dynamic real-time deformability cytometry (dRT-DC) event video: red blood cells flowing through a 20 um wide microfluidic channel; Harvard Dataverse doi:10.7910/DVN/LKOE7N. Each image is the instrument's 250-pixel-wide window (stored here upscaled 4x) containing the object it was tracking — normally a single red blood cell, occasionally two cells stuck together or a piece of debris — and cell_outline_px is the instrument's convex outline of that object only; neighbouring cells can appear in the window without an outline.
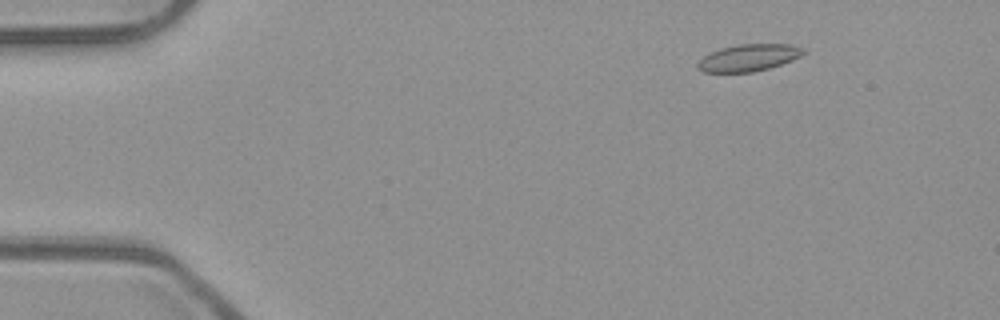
{"species": "common noctule bat (a hibernating species)", "species_latin": "Nyctalus noctula", "temperature_condition": "room temperature", "stored_images_in_passage": 51, "camera_frame_rate_fps": 3000, "um_per_image_px": 0.085, "animal": {"sex": "male", "body_mass_g": 23.1, "forearm_length_mm": 52.7}, "frame": {"image": 1, "passage_image": 5, "time_ms": 1.333, "image_size_px": [1000, 320], "cell_outline_px": [[804, 52], [800, 56], [792, 60], [768, 68], [752, 72], [704, 72], [696, 68], [696, 64], [704, 56], [720, 48], [740, 44], [792, 44], [804, 48]], "centroid_in_image_um": [63.62, 4.9], "position_along_channel_um": 21.4, "area_um2": 16.47}}
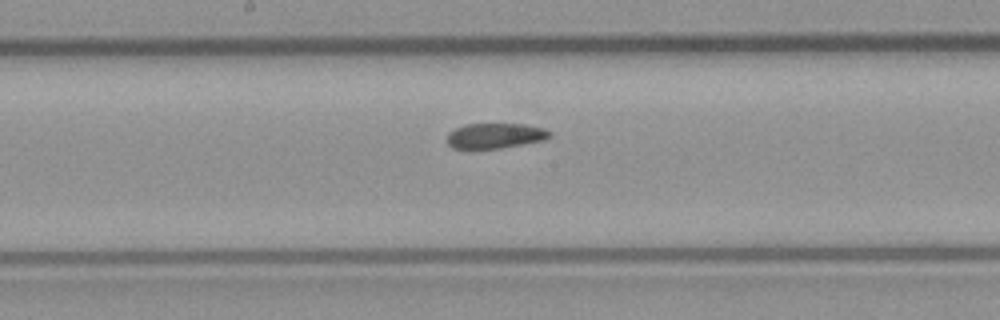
{"frame": {"image": 2, "passage_image": 26, "time_ms": 8.333, "image_size_px": [1000, 320], "cell_outline_px": [[552, 136], [544, 140], [500, 148], [472, 152], [452, 148], [448, 144], [448, 132], [464, 124], [524, 124], [544, 128], [552, 132]], "centroid_in_image_um": [42.04, 11.58], "position_along_channel_um": 206.2, "area_um2": 15.72}}
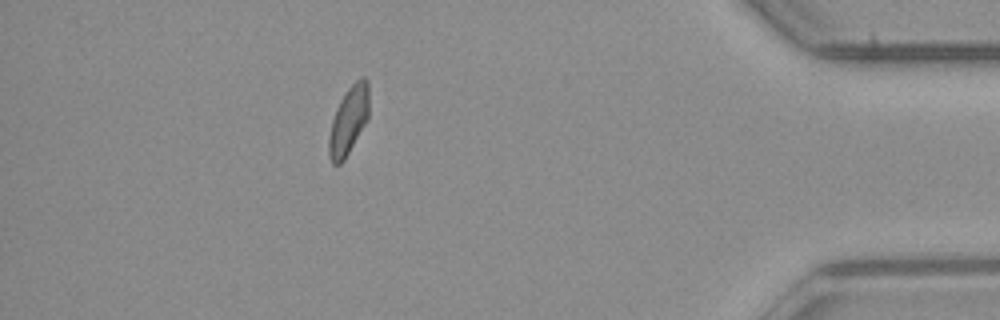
{"frame": {"image": 3, "passage_image": 45, "time_ms": 14.667, "image_size_px": [1000, 320], "cell_outline_px": [[368, 120], [344, 160], [340, 164], [332, 164], [328, 156], [328, 136], [332, 120], [336, 108], [340, 100], [348, 88], [356, 80], [364, 76], [368, 80]], "centroid_in_image_um": [29.62, 10.26], "position_along_channel_um": 405.6, "area_um2": 16.01}, "authors_computed_cell_mechanics": {"area_um2": 16.4152, "velocity_mm_per_s": 3.9293, "shape_relaxation_time_tau1_ms": null, "shape_relaxation_time_tau2_ms": 4.1848, "deformation_change_tau1": null, "deformation_change_tau2": 0.0996}}